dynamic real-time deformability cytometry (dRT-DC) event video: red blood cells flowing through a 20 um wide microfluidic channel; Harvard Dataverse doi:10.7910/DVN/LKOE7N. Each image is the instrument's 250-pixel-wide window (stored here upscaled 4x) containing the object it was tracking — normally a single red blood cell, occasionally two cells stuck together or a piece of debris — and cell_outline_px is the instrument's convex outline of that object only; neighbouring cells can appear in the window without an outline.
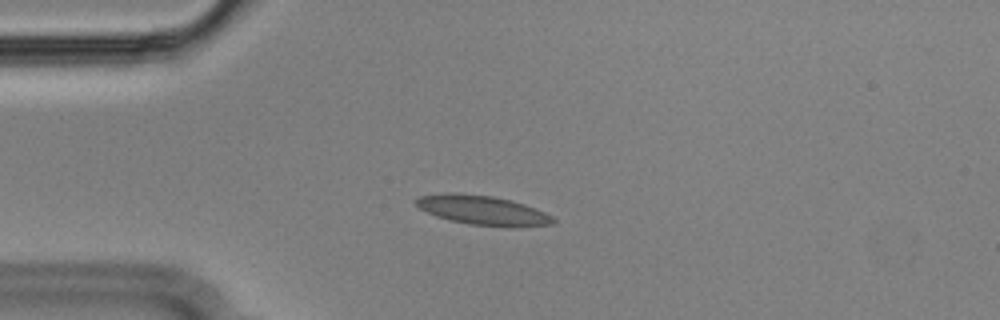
{"species": "Egyptian fruit bat (a non-hibernating species)", "species_latin": "Rousettus aegyptiacus", "temperature_condition": "cold", "stored_images_in_passage": 43, "camera_frame_rate_fps": 3000, "um_per_image_px": 0.085, "animal": {"sex": "male"}, "frame": {"image": 1, "passage_image": 1, "time_ms": 0.0, "image_size_px": [1000, 320], "cell_outline_px": [[556, 224], [512, 228], [468, 224], [448, 220], [436, 216], [420, 208], [416, 204], [416, 200], [420, 196], [444, 192], [452, 192], [492, 196], [512, 200], [524, 204], [544, 212], [552, 216], [556, 220]], "centroid_in_image_um": [41.07, 17.88], "position_along_channel_um": 43.9, "area_um2": 23.76}}
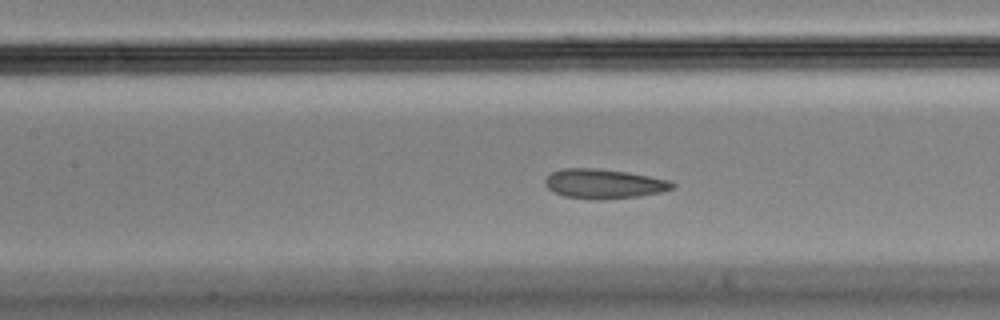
{"frame": {"image": 2, "passage_image": 12, "time_ms": 3.667, "image_size_px": [1000, 320], "cell_outline_px": [[676, 184], [672, 188], [660, 192], [636, 196], [596, 200], [564, 196], [548, 188], [544, 184], [544, 180], [552, 172], [564, 168], [596, 168], [628, 172], [668, 180]], "centroid_in_image_um": [51.3, 15.61], "position_along_channel_um": 156.1, "area_um2": 21.62}}
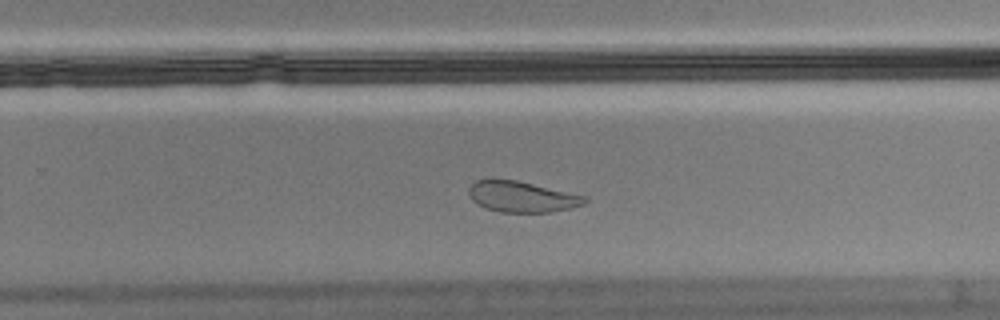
{"frame": {"image": 3, "passage_image": 23, "time_ms": 7.333, "image_size_px": [1000, 320], "cell_outline_px": [[588, 200], [584, 204], [552, 212], [500, 212], [484, 208], [476, 204], [472, 200], [468, 192], [468, 188], [476, 180], [516, 180], [588, 196]], "centroid_in_image_um": [44.36, 16.73], "position_along_channel_um": 285.4, "area_um2": 20.81}, "authors_computed_cell_mechanics": {"area_um2": 22.4264, "velocity_mm_per_s": 3.5491, "shape_relaxation_time_tau1_ms": null, "shape_relaxation_time_tau2_ms": 1.7679, "deformation_change_tau1": null, "deformation_change_tau2": 0.0761}}